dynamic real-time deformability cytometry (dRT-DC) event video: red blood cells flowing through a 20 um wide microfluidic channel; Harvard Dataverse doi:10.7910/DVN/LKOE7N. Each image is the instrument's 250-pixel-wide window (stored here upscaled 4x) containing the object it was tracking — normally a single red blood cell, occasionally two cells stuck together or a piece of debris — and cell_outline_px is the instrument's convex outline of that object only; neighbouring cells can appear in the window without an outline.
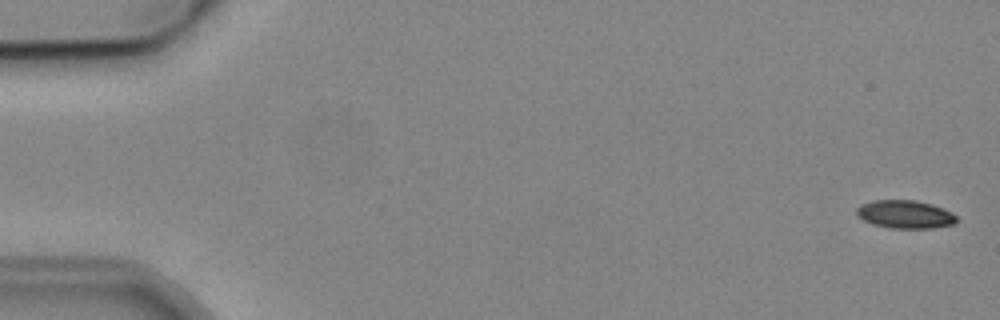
{"species": "common noctule bat (a hibernating species)", "species_latin": "Nyctalus noctula", "temperature_condition": "cold", "stored_images_in_passage": 5, "camera_frame_rate_fps": 3000, "um_per_image_px": 0.085, "animal": {"sex": "male", "body_mass_g": 19.2, "forearm_length_mm": 51.8}, "frame": {"image": 1, "passage_image": 1, "time_ms": 0.0, "image_size_px": [1000, 320], "cell_outline_px": [[956, 224], [932, 228], [888, 228], [872, 224], [856, 216], [856, 208], [860, 204], [872, 200], [916, 200], [932, 204], [952, 212], [956, 216]], "centroid_in_image_um": [76.91, 18.21], "position_along_channel_um": 8.1, "area_um2": 16.59}}
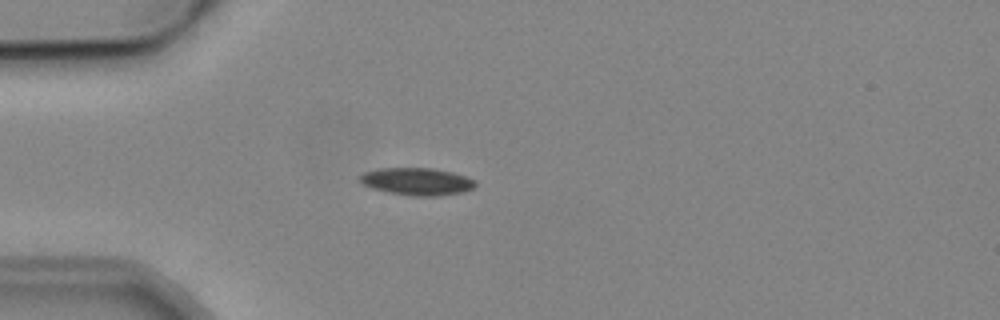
{"frame": {"image": 2, "passage_image": 5, "time_ms": 4.667, "image_size_px": [1000, 320], "cell_outline_px": [[476, 188], [464, 192], [440, 196], [412, 196], [388, 192], [372, 188], [364, 184], [360, 180], [360, 176], [364, 172], [380, 168], [432, 168], [452, 172], [476, 180]], "centroid_in_image_um": [35.49, 15.43], "position_along_channel_um": 49.5, "area_um2": 18.5}}